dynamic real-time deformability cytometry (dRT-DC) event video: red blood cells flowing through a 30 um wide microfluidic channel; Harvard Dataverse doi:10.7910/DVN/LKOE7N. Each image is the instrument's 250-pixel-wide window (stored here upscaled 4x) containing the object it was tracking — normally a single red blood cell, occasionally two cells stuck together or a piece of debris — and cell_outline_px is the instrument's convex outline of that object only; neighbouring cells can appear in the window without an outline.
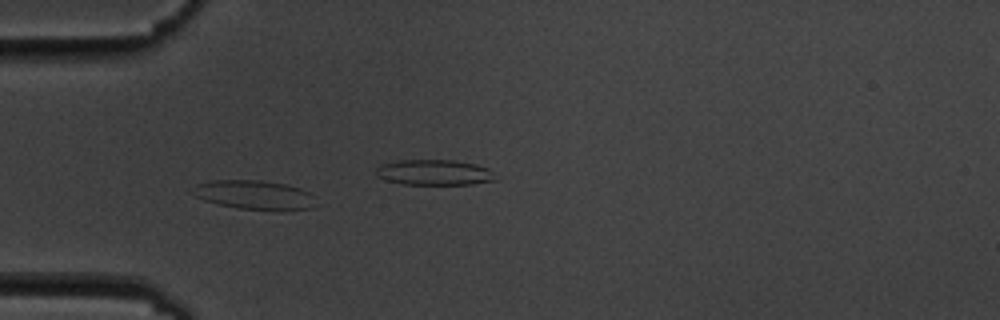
{"species": "common noctule bat (a hibernating species)", "species_latin": "Nyctalus noctula", "temperature_condition": "cold", "stored_images_in_passage": 12, "camera_frame_rate_fps": 3000, "um_per_image_px": 0.085, "animal": {"sex": "male", "body_mass_g": 19.5, "forearm_length_mm": 54.6}, "frame": {"image": 1, "passage_image": 1, "time_ms": 0.0, "image_size_px": [1000, 320], "cell_outline_px": [[316, 196], [312, 208], [240, 208], [216, 204], [204, 200], [188, 192], [188, 188], [196, 184], [208, 180], [260, 180], [284, 184], [300, 188]], "centroid_in_image_um": [21.48, 16.52], "position_along_channel_um": 63.5, "area_um2": 20.52}}
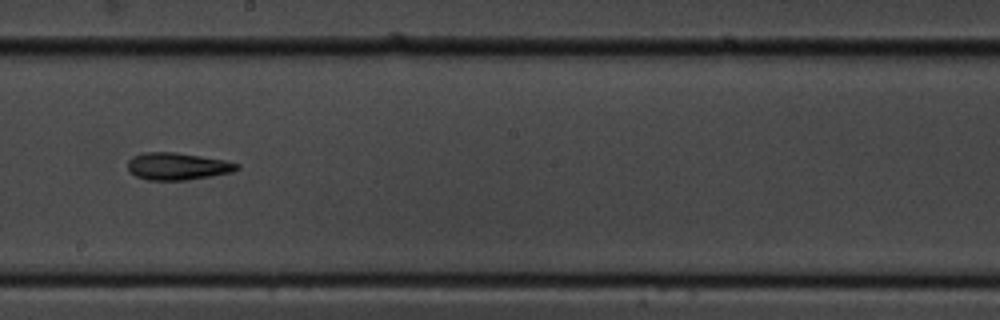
{"frame": {"image": 2, "passage_image": 6, "time_ms": 5.667, "image_size_px": [1000, 320], "cell_outline_px": [[240, 168], [232, 172], [184, 180], [148, 180], [136, 176], [128, 172], [128, 160], [132, 156], [144, 152], [176, 152], [228, 160], [240, 164]], "centroid_in_image_um": [15.08, 14.12], "position_along_channel_um": 233.1, "area_um2": 17.46}}
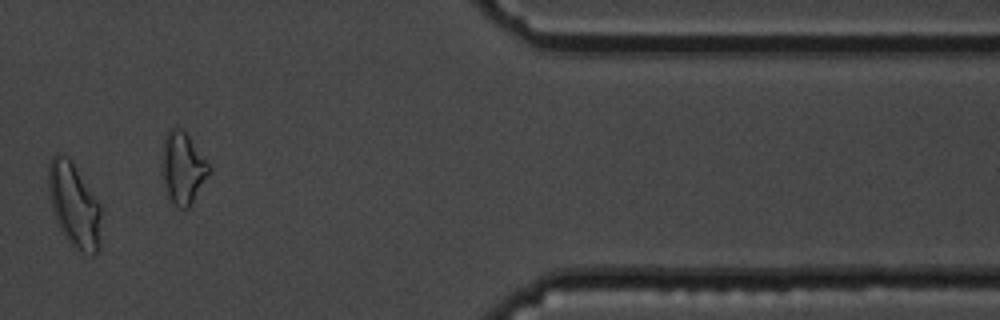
{"frame": {"image": 3, "passage_image": 10, "time_ms": 11.0, "image_size_px": [1000, 320], "cell_outline_px": [[100, 248], [92, 256], [76, 252], [72, 248], [64, 236], [56, 220], [52, 208], [48, 188], [48, 164], [52, 156], [56, 152], [64, 156], [76, 168], [100, 204]], "centroid_in_image_um": [6.3, 17.51], "position_along_channel_um": 405.1, "area_um2": 25.95}, "authors_computed_cell_mechanics": {"area_um2": 17.5423, "velocity_mm_per_s": 3.5355, "shape_relaxation_time_tau1_ms": null, "shape_relaxation_time_tau2_ms": 5.4189, "deformation_change_tau1": null, "deformation_change_tau2": 0.1286}}